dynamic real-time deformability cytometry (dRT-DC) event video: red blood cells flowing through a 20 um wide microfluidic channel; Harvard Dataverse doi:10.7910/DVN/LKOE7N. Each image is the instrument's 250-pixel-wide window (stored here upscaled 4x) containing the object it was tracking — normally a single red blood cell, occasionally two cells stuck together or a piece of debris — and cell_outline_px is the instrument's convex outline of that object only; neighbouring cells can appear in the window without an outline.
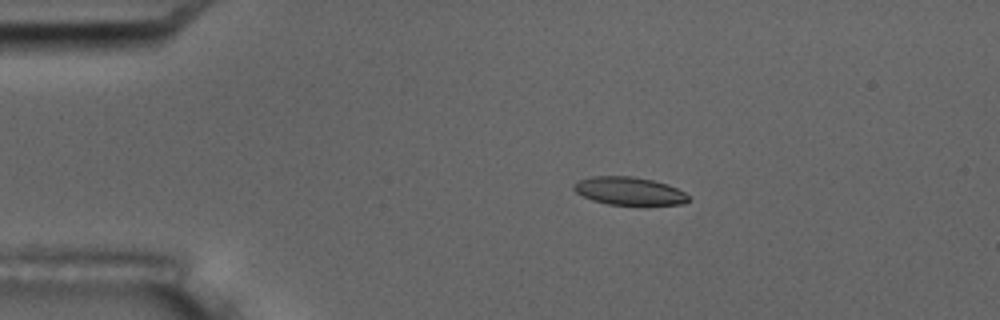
{"species": "common noctule bat (a hibernating species)", "species_latin": "Nyctalus noctula", "temperature_condition": "room temperature", "stored_images_in_passage": 7, "camera_frame_rate_fps": 3000, "um_per_image_px": 0.085, "animal": {"sex": "male", "body_mass_g": 17.5, "forearm_length_mm": 52.3}, "frame": {"image": 1, "passage_image": 4, "time_ms": 3.333, "image_size_px": [1000, 320], "cell_outline_px": [[688, 200], [684, 204], [608, 204], [592, 200], [576, 192], [572, 188], [572, 184], [576, 180], [592, 176], [632, 176], [652, 180], [668, 184], [684, 192], [688, 196]], "centroid_in_image_um": [53.42, 16.21], "position_along_channel_um": 31.6, "area_um2": 18.55}}